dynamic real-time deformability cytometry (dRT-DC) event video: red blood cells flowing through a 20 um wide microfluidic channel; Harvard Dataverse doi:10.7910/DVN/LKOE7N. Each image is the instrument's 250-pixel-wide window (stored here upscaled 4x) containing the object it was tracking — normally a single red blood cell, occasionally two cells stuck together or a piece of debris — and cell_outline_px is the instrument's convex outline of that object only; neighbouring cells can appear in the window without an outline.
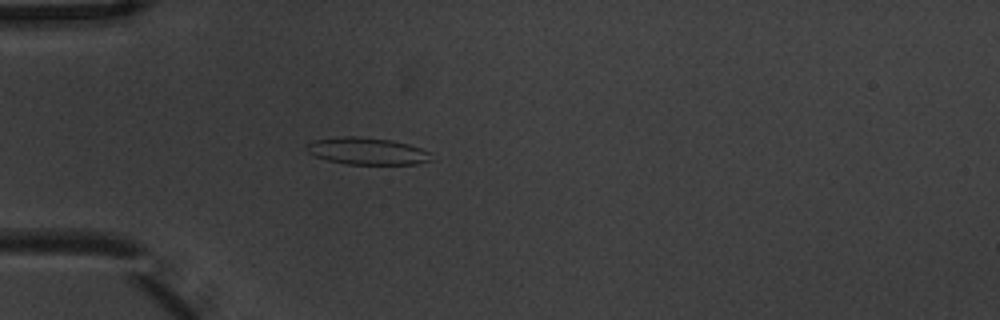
{"species": "common noctule bat (a hibernating species)", "species_latin": "Nyctalus noctula", "temperature_condition": "warm", "stored_images_in_passage": 4, "camera_frame_rate_fps": 3000, "um_per_image_px": 0.085, "animal": {"sex": "male", "body_mass_g": 20.1, "forearm_length_mm": 53.5}, "frame": {"image": 1, "passage_image": 4, "time_ms": 1.0, "image_size_px": [1000, 320], "cell_outline_px": [[432, 160], [416, 164], [348, 164], [328, 160], [316, 156], [308, 152], [304, 148], [312, 140], [344, 136], [352, 136], [392, 140], [408, 144], [432, 152]], "centroid_in_image_um": [31.22, 12.84], "position_along_channel_um": 53.8, "area_um2": 19.59}}